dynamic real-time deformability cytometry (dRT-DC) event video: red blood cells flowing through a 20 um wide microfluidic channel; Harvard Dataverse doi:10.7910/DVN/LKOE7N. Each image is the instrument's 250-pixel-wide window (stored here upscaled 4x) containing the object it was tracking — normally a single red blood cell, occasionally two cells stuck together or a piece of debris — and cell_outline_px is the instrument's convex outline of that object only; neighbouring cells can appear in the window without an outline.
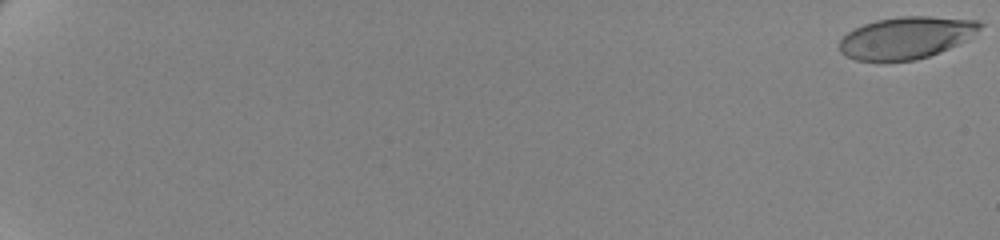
{"species": "human", "species_latin": "Homo sapiens", "temperature_condition": "cold", "stored_images_in_passage": 63, "camera_frame_rate_fps": 3000, "um_per_image_px": 0.085, "donor": {"sex": "female"}, "frame": {"image": 1, "passage_image": 1, "time_ms": 0.0, "image_size_px": [1000, 240], "cell_outline_px": [[984, 24], [976, 32], [964, 40], [940, 52], [916, 60], [856, 60], [844, 56], [840, 52], [840, 40], [848, 32], [864, 24], [876, 20], [900, 16], [928, 16], [976, 20]], "centroid_in_image_um": [77.0, 3.2], "position_along_channel_um": 8.0, "area_um2": 33.93}}
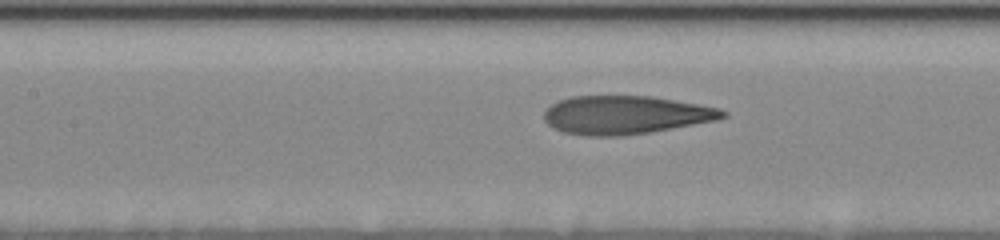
{"frame": {"image": 2, "passage_image": 34, "time_ms": 11.0, "image_size_px": [1000, 240], "cell_outline_px": [[728, 116], [716, 120], [648, 132], [624, 136], [584, 136], [564, 132], [552, 128], [544, 120], [544, 112], [552, 104], [560, 100], [572, 96], [652, 96], [720, 108], [728, 112]], "centroid_in_image_um": [53.15, 9.77], "position_along_channel_um": 154.2, "area_um2": 39.88}}
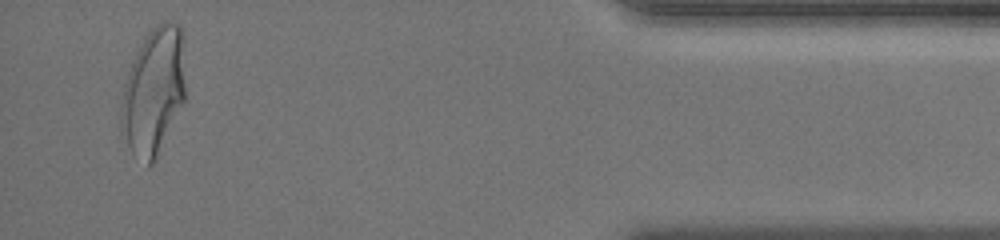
{"frame": {"image": 3, "passage_image": 61, "time_ms": 20.0, "image_size_px": [1000, 240], "cell_outline_px": [[184, 100], [152, 164], [148, 168], [132, 152], [120, 128], [120, 108], [124, 84], [128, 72], [136, 52], [144, 36], [156, 24], [164, 20], [180, 20], [184, 36]], "centroid_in_image_um": [13.06, 7.66], "position_along_channel_um": 422.1, "area_um2": 47.8}, "authors_computed_cell_mechanics": {"area_um2": 39.1306, "velocity_mm_per_s": 3.4796, "shape_relaxation_time_tau1_ms": 4.8994, "shape_relaxation_time_tau2_ms": 1.1347, "deformation_change_tau1": 0.2065, "deformation_change_tau2": 0.092}}